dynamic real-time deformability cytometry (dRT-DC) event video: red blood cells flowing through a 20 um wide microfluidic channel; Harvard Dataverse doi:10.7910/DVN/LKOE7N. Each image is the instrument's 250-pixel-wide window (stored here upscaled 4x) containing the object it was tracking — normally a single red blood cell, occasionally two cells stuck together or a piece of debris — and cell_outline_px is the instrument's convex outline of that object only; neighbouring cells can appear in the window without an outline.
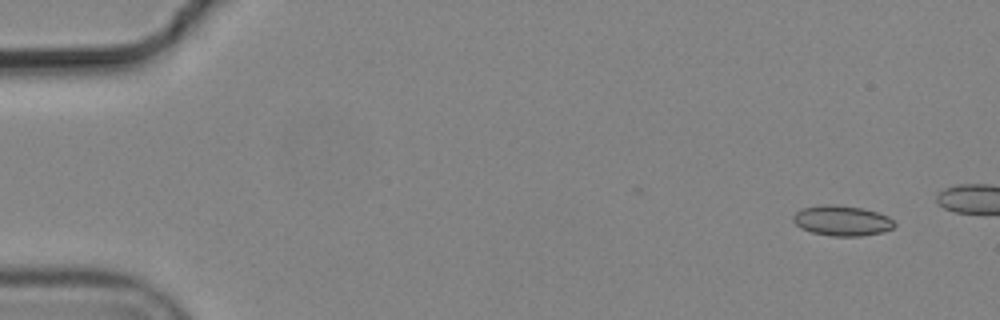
{"species": "common noctule bat (a hibernating species)", "species_latin": "Nyctalus noctula", "temperature_condition": "cold", "stored_images_in_passage": 5, "camera_frame_rate_fps": 3000, "um_per_image_px": 0.085, "animal": {"sex": "male", "body_mass_g": 19.2, "forearm_length_mm": 51.8}, "frame": {"image": 1, "passage_image": 1, "time_ms": 0.0, "image_size_px": [1000, 320], "cell_outline_px": [[896, 224], [892, 228], [884, 232], [860, 236], [832, 236], [812, 232], [800, 228], [792, 220], [792, 216], [800, 208], [824, 204], [832, 204], [860, 208], [876, 212], [888, 216]], "centroid_in_image_um": [71.54, 18.76], "position_along_channel_um": 13.5, "area_um2": 17.86}}